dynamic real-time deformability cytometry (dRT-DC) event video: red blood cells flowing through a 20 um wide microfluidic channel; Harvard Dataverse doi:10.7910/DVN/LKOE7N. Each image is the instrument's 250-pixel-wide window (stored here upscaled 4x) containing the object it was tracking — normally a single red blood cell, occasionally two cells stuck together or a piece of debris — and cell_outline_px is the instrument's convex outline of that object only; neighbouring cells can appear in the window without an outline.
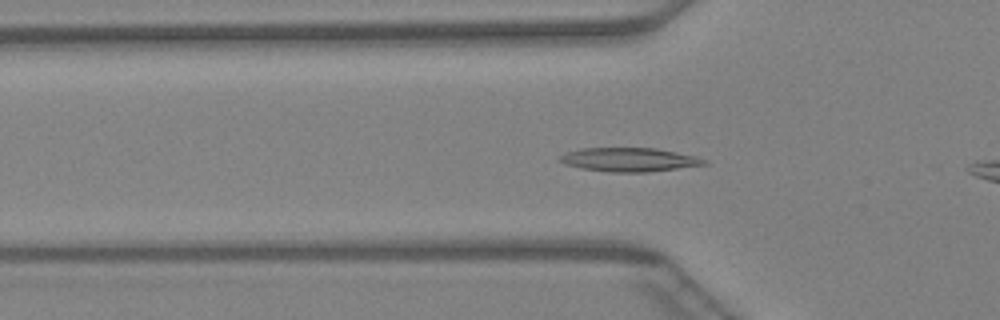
{"species": "Egyptian fruit bat (a non-hibernating species)", "species_latin": "Rousettus aegyptiacus", "temperature_condition": "warm", "stored_images_in_passage": 31, "camera_frame_rate_fps": 3000, "um_per_image_px": 0.085, "animal": {"sex": "female"}, "frame": {"image": 1, "passage_image": 3, "time_ms": 0.667, "image_size_px": [1000, 320], "cell_outline_px": [[708, 164], [648, 172], [612, 172], [580, 168], [564, 164], [556, 160], [564, 152], [580, 148], [656, 148], [696, 156], [708, 160]], "centroid_in_image_um": [53.44, 13.56], "position_along_channel_um": 72.4, "area_um2": 20.17}}
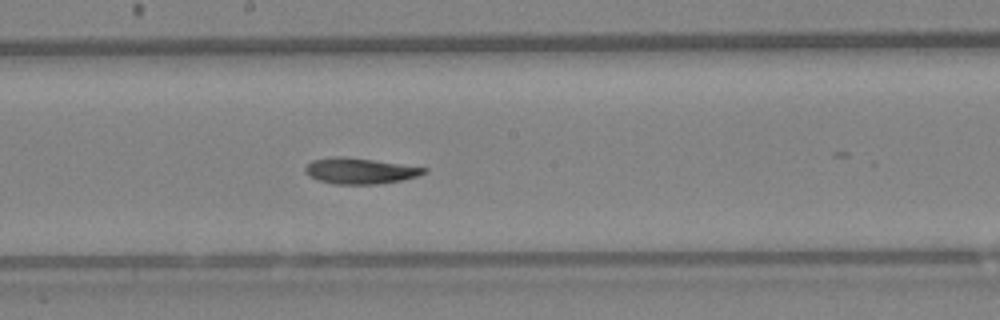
{"frame": {"image": 2, "passage_image": 13, "time_ms": 4.0, "image_size_px": [1000, 320], "cell_outline_px": [[428, 172], [404, 180], [380, 184], [332, 184], [320, 180], [304, 172], [304, 168], [312, 160], [336, 156], [344, 156], [428, 168]], "centroid_in_image_um": [30.61, 14.53], "position_along_channel_um": 217.6, "area_um2": 17.8}}
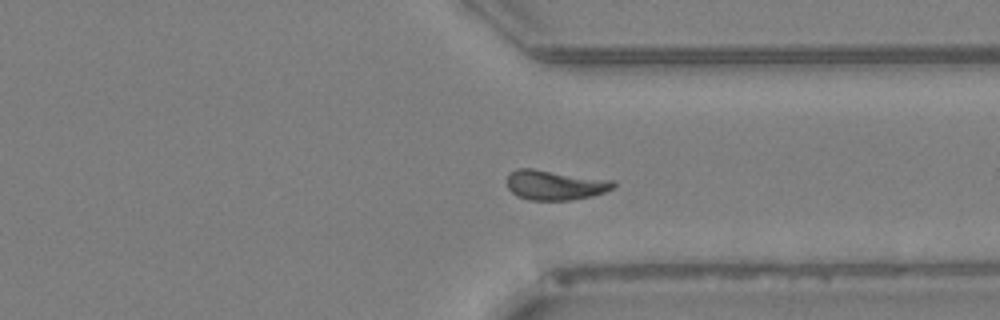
{"frame": {"image": 3, "passage_image": 23, "time_ms": 7.333, "image_size_px": [1000, 320], "cell_outline_px": [[616, 184], [612, 188], [604, 192], [592, 196], [568, 200], [528, 200], [516, 196], [508, 188], [504, 180], [508, 172], [516, 168], [532, 168], [616, 180]], "centroid_in_image_um": [47.12, 15.71], "position_along_channel_um": 364.3, "area_um2": 18.96}}